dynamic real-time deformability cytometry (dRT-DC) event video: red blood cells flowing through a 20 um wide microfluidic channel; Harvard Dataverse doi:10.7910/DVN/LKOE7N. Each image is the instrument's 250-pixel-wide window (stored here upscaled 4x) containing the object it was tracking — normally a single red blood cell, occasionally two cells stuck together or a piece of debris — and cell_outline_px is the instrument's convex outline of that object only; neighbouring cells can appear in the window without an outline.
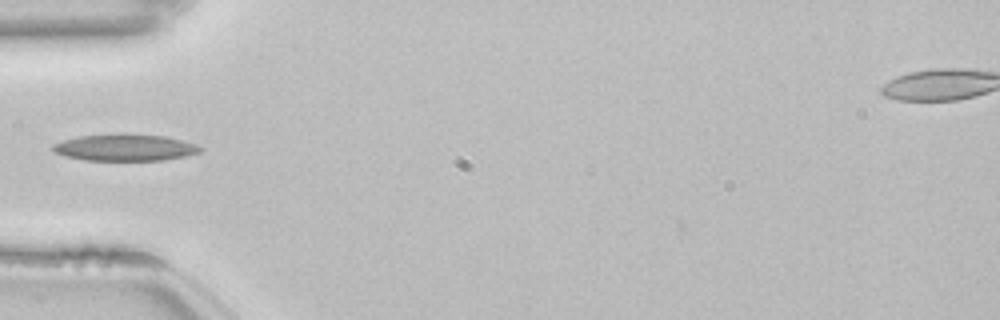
{"species": "common noctule bat (a hibernating species)", "species_latin": "Nyctalus noctula", "temperature_condition": "room temperature", "stored_images_in_passage": 36, "camera_frame_rate_fps": 3000, "um_per_image_px": 0.085, "animal": {"sex": "female", "body_mass_g": 22.7, "forearm_length_mm": 54.2}, "frame": {"image": 1, "passage_image": 1, "time_ms": 0.0, "image_size_px": [1000, 320], "cell_outline_px": [[204, 148], [200, 152], [184, 156], [164, 160], [84, 160], [64, 156], [52, 152], [52, 144], [64, 140], [80, 136], [164, 136], [196, 144]], "centroid_in_image_um": [10.6, 12.58], "position_along_channel_um": 74.4, "area_um2": 22.02}}
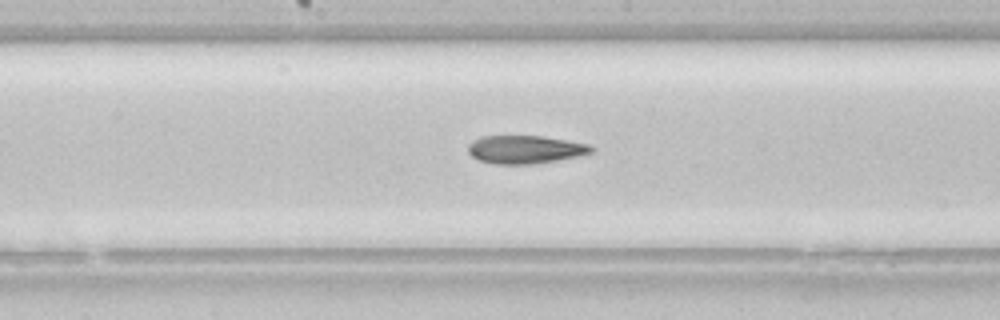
{"frame": {"image": 2, "passage_image": 11, "time_ms": 3.333, "image_size_px": [1000, 320], "cell_outline_px": [[596, 148], [592, 152], [576, 156], [536, 164], [492, 164], [480, 160], [472, 156], [468, 152], [468, 144], [472, 140], [480, 136], [540, 136], [588, 144]], "centroid_in_image_um": [44.59, 12.71], "position_along_channel_um": 203.6, "area_um2": 20.11}}